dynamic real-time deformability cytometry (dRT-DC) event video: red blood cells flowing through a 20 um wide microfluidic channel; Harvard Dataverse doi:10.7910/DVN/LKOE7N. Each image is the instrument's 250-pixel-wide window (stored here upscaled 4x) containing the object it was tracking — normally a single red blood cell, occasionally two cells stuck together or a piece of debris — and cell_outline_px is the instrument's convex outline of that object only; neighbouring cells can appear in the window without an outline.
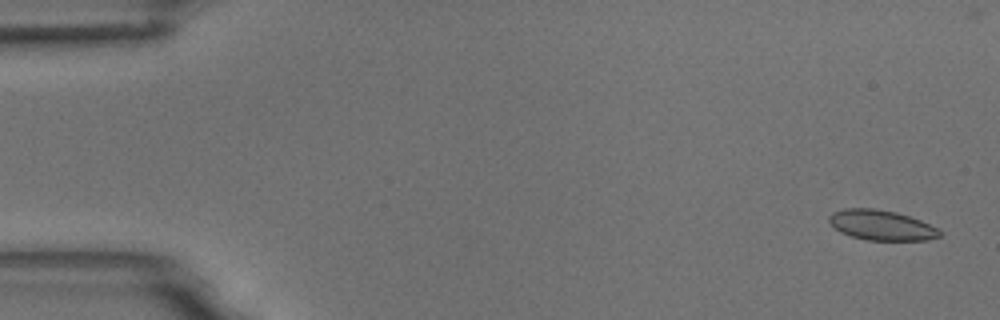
{"species": "common noctule bat (a hibernating species)", "species_latin": "Nyctalus noctula", "temperature_condition": "room temperature", "stored_images_in_passage": 54, "camera_frame_rate_fps": 3000, "um_per_image_px": 0.085, "animal": {"sex": "male", "body_mass_g": 18.8}, "frame": {"image": 1, "passage_image": 2, "time_ms": 0.333, "image_size_px": [1000, 320], "cell_outline_px": [[944, 232], [940, 236], [928, 240], [868, 240], [852, 236], [840, 232], [828, 220], [828, 216], [832, 212], [844, 208], [876, 208], [896, 212], [920, 220]], "centroid_in_image_um": [74.91, 19.13], "position_along_channel_um": 10.1, "area_um2": 19.36}}
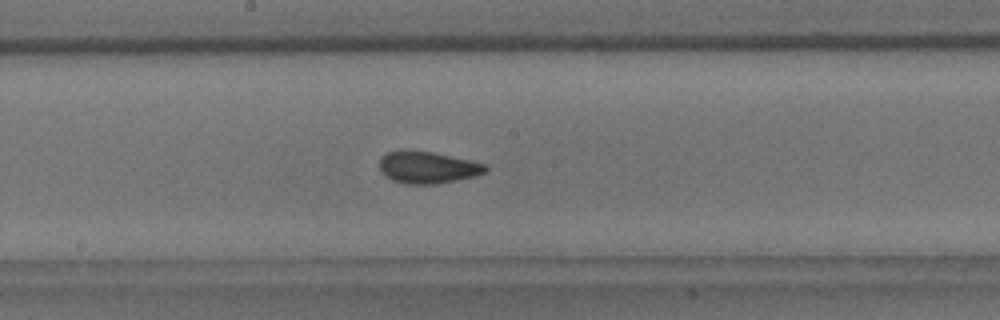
{"frame": {"image": 2, "passage_image": 29, "time_ms": 9.333, "image_size_px": [1000, 320], "cell_outline_px": [[488, 168], [484, 172], [472, 176], [456, 180], [436, 184], [408, 184], [392, 180], [380, 168], [380, 160], [384, 152], [400, 148], [404, 148], [432, 152], [468, 160], [484, 164]], "centroid_in_image_um": [36.27, 14.19], "position_along_channel_um": 211.9, "area_um2": 19.65}}
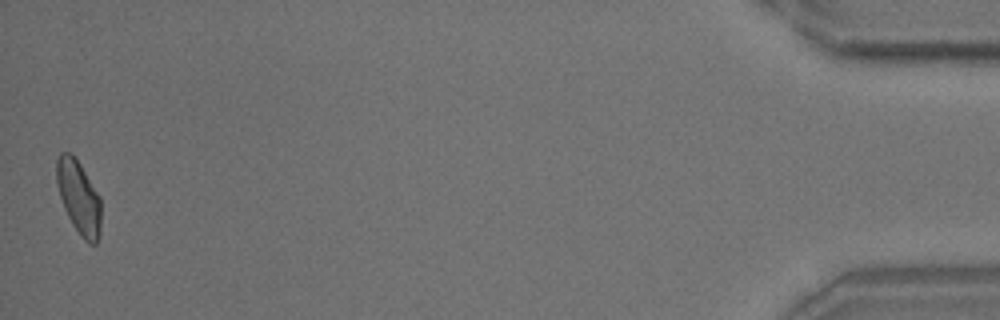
{"frame": {"image": 3, "passage_image": 54, "time_ms": 17.667, "image_size_px": [1000, 320], "cell_outline_px": [[100, 236], [96, 244], [88, 244], [80, 236], [72, 224], [64, 208], [56, 184], [56, 160], [60, 152], [68, 152], [80, 164], [100, 196]], "centroid_in_image_um": [6.69, 16.8], "position_along_channel_um": 428.5, "area_um2": 19.02}, "authors_computed_cell_mechanics": {"area_um2": 19.363, "velocity_mm_per_s": 3.7115, "shape_relaxation_time_tau1_ms": 7.1528, "shape_relaxation_time_tau2_ms": 1.3919, "deformation_change_tau1": 0.1244, "deformation_change_tau2": 0.056}}